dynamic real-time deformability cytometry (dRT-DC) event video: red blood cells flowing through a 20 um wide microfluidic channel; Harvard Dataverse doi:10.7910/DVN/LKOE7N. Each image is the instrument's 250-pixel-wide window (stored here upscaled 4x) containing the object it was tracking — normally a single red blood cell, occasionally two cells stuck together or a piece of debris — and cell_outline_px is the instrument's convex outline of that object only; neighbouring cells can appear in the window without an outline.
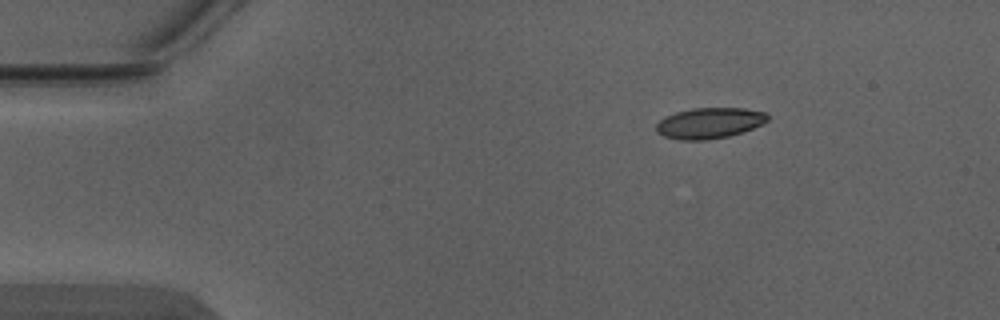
{"species": "Egyptian fruit bat (a non-hibernating species)", "species_latin": "Rousettus aegyptiacus", "temperature_condition": "warm", "stored_images_in_passage": 3, "camera_frame_rate_fps": 3000, "um_per_image_px": 0.085, "animal": {"sex": "male"}, "frame": {"image": 1, "passage_image": 1, "time_ms": 0.0, "image_size_px": [1000, 320], "cell_outline_px": [[768, 120], [752, 128], [728, 136], [708, 140], [680, 140], [664, 136], [656, 132], [656, 124], [664, 116], [676, 112], [692, 108], [744, 108], [764, 112], [768, 116]], "centroid_in_image_um": [60.25, 10.46], "position_along_channel_um": 24.7, "area_um2": 19.88}}